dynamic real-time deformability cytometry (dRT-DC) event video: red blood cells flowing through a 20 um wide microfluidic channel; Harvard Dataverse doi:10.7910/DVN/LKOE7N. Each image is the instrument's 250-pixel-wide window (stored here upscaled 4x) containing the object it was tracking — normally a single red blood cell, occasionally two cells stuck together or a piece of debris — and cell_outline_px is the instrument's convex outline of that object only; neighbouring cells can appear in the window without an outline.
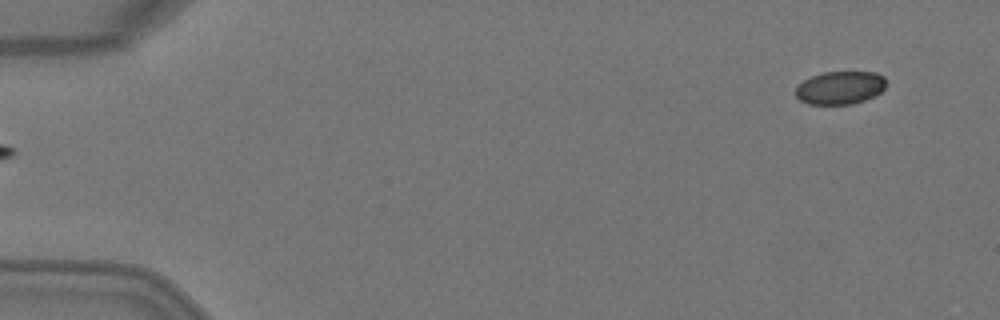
{"species": "Egyptian fruit bat (a non-hibernating species)", "species_latin": "Rousettus aegyptiacus", "temperature_condition": "warm", "stored_images_in_passage": 2, "camera_frame_rate_fps": 3000, "um_per_image_px": 0.085, "animal": {"sex": "female"}, "frame": {"image": 1, "passage_image": 2, "time_ms": 0.333, "image_size_px": [1000, 320], "cell_outline_px": [[884, 88], [876, 96], [852, 104], [808, 104], [800, 100], [792, 92], [804, 80], [812, 76], [824, 72], [876, 72], [884, 76]], "centroid_in_image_um": [71.39, 7.46], "position_along_channel_um": 13.6, "area_um2": 17.46}}